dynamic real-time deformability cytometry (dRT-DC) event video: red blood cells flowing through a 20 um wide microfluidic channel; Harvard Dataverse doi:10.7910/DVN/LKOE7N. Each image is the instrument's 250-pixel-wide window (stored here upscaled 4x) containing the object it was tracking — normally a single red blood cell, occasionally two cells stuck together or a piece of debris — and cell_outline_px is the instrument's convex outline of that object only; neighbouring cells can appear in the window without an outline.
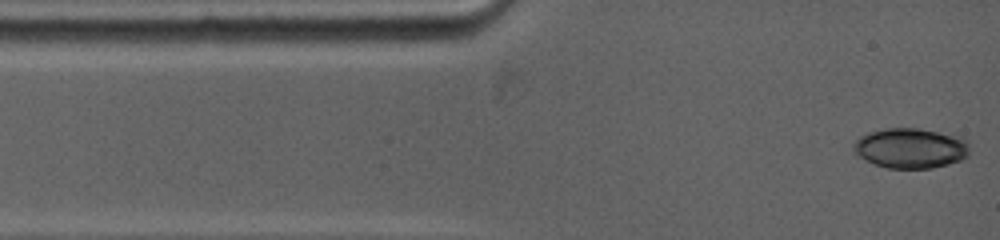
{"species": "common noctule bat (a hibernating species)", "species_latin": "Nyctalus noctula", "temperature_condition": "warm", "stored_images_in_passage": 45, "camera_frame_rate_fps": 5000, "um_per_image_px": 0.085, "animal": {"sex": "female", "body_mass_g": 19.0, "forearm_length_mm": 53.3}, "frame": {"image": 1, "passage_image": 1, "time_ms": 0.0, "image_size_px": [1000, 240], "cell_outline_px": [[968, 156], [960, 160], [948, 164], [932, 168], [888, 168], [876, 164], [852, 152], [852, 144], [860, 136], [868, 132], [884, 128], [920, 128], [960, 136], [968, 144]], "centroid_in_image_um": [77.38, 12.58], "position_along_channel_um": 7.6, "area_um2": 27.17}}
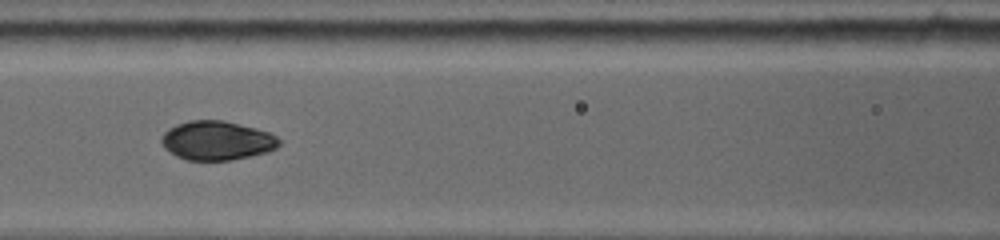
{"frame": {"image": 2, "passage_image": 11, "time_ms": 4.8, "image_size_px": [1000, 240], "cell_outline_px": [[280, 144], [276, 148], [268, 152], [232, 160], [188, 160], [176, 156], [164, 148], [160, 140], [164, 132], [168, 128], [176, 124], [188, 120], [224, 120], [256, 128], [268, 132], [276, 136], [280, 140]], "centroid_in_image_um": [18.42, 11.94], "position_along_channel_um": 148.2, "area_um2": 26.93}}
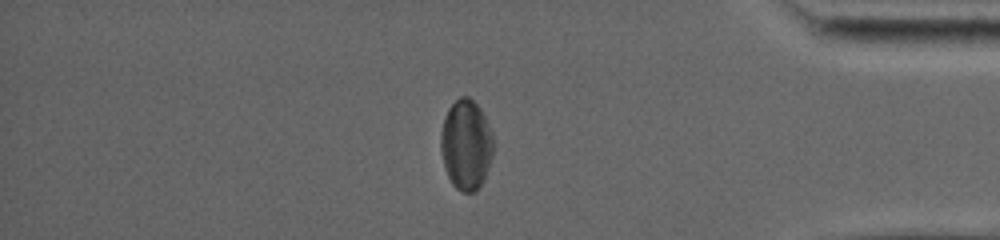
{"frame": {"image": 3, "passage_image": 26, "time_ms": 12.0, "image_size_px": [1000, 240], "cell_outline_px": [[492, 156], [488, 168], [476, 192], [460, 192], [452, 184], [444, 168], [440, 152], [440, 132], [444, 116], [448, 108], [460, 96], [468, 96], [480, 108], [492, 132]], "centroid_in_image_um": [39.58, 12.3], "position_along_channel_um": 395.6, "area_um2": 27.69}, "authors_computed_cell_mechanics": {"area_um2": 27.9174, "velocity_mm_per_s": 3.848, "shape_relaxation_time_tau1_ms": 3.3081, "shape_relaxation_time_tau2_ms": 2.9607, "deformation_change_tau1": 0.1237, "deformation_change_tau2": 0.057}}